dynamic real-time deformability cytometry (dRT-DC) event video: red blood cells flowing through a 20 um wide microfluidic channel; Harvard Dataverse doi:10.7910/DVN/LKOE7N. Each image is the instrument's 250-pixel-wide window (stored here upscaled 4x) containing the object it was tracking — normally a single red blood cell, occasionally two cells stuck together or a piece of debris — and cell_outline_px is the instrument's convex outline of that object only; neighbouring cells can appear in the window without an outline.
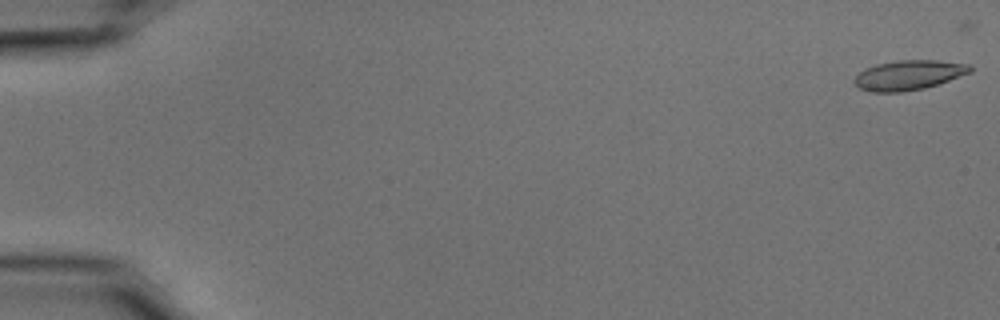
{"species": "common noctule bat (a hibernating species)", "species_latin": "Nyctalus noctula", "temperature_condition": "cold", "stored_images_in_passage": 53, "camera_frame_rate_fps": 3000, "um_per_image_px": 0.085, "animal": {"sex": "male", "body_mass_g": 15.6}, "frame": {"image": 1, "passage_image": 1, "time_ms": 0.0, "image_size_px": [1000, 320], "cell_outline_px": [[972, 72], [924, 88], [900, 92], [868, 92], [860, 88], [852, 80], [864, 68], [876, 64], [900, 60], [936, 60], [972, 64]], "centroid_in_image_um": [77.23, 6.37], "position_along_channel_um": 7.8, "area_um2": 20.06}}
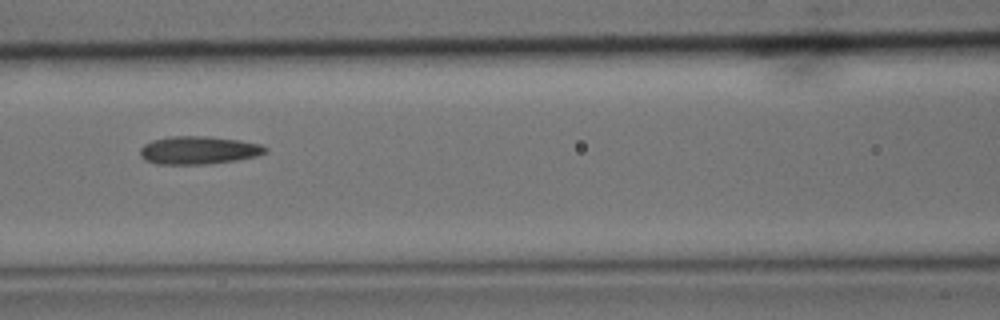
{"frame": {"image": 2, "passage_image": 25, "time_ms": 8.0, "image_size_px": [1000, 320], "cell_outline_px": [[268, 148], [264, 152], [256, 156], [236, 160], [208, 164], [156, 164], [144, 160], [140, 156], [140, 148], [144, 144], [152, 140], [172, 136], [208, 136], [240, 140], [260, 144]], "centroid_in_image_um": [16.84, 12.77], "position_along_channel_um": 149.8, "area_um2": 20.46}}
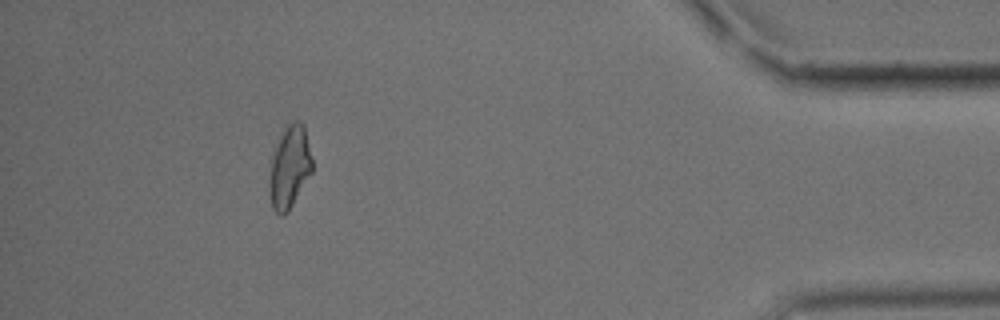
{"frame": {"image": 3, "passage_image": 50, "time_ms": 16.333, "image_size_px": [1000, 320], "cell_outline_px": [[312, 172], [288, 212], [284, 216], [280, 216], [272, 208], [268, 188], [268, 184], [272, 152], [284, 124], [296, 120], [304, 124], [312, 160]], "centroid_in_image_um": [24.58, 14.18], "position_along_channel_um": 410.6, "area_um2": 21.04}}